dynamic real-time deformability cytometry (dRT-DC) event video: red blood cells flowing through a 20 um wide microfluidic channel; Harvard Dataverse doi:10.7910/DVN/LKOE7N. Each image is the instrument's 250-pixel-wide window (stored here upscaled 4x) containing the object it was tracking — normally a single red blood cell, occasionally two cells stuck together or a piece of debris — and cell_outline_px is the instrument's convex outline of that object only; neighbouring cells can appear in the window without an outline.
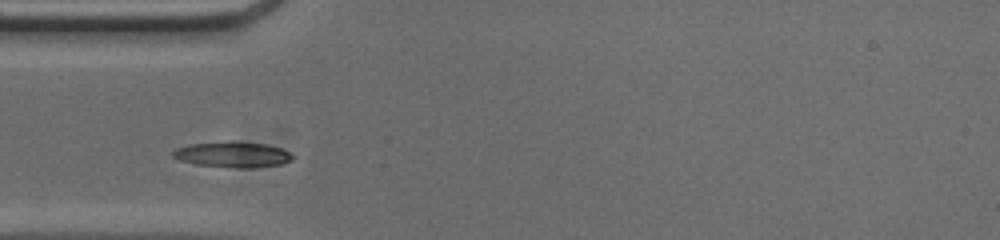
{"species": "common noctule bat (a hibernating species)", "species_latin": "Nyctalus noctula", "temperature_condition": "cold", "stored_images_in_passage": 39, "camera_frame_rate_fps": 3000, "um_per_image_px": 0.085, "animal": {"sex": "male", "body_mass_g": 20.0, "forearm_length_mm": 53.3}, "frame": {"image": 1, "passage_image": 1, "time_ms": 0.0, "image_size_px": [1000, 240], "cell_outline_px": [[296, 156], [292, 160], [280, 164], [252, 168], [236, 168], [196, 164], [180, 160], [172, 156], [172, 152], [176, 148], [188, 144], [228, 140], [232, 140], [264, 144], [280, 148]], "centroid_in_image_um": [19.76, 13.12], "position_along_channel_um": 65.2, "area_um2": 18.09}}
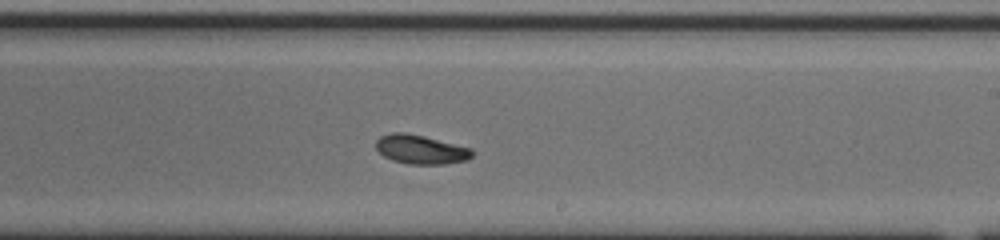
{"frame": {"image": 2, "passage_image": 16, "time_ms": 5.0, "image_size_px": [1000, 240], "cell_outline_px": [[472, 156], [468, 160], [444, 164], [408, 164], [392, 160], [384, 156], [376, 148], [376, 140], [380, 136], [392, 132], [404, 132], [424, 136], [472, 148]], "centroid_in_image_um": [35.76, 12.7], "position_along_channel_um": 253.2, "area_um2": 16.3}}
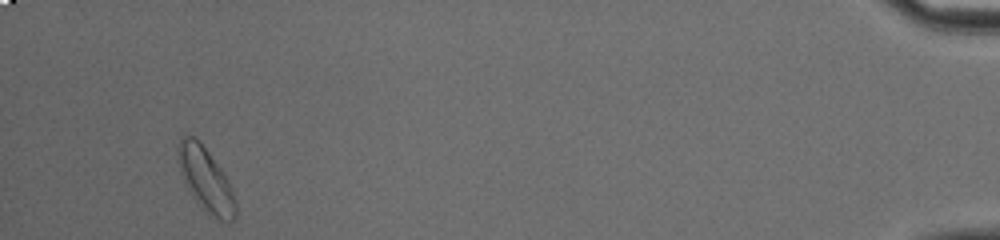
{"frame": {"image": 3, "passage_image": 36, "time_ms": 11.667, "image_size_px": [1000, 240], "cell_outline_px": [[236, 216], [232, 220], [220, 220], [204, 212], [192, 196], [180, 172], [180, 136], [192, 136], [200, 140], [220, 168], [228, 180], [236, 200]], "centroid_in_image_um": [17.53, 15.3], "position_along_channel_um": 417.7, "area_um2": 20.92}}